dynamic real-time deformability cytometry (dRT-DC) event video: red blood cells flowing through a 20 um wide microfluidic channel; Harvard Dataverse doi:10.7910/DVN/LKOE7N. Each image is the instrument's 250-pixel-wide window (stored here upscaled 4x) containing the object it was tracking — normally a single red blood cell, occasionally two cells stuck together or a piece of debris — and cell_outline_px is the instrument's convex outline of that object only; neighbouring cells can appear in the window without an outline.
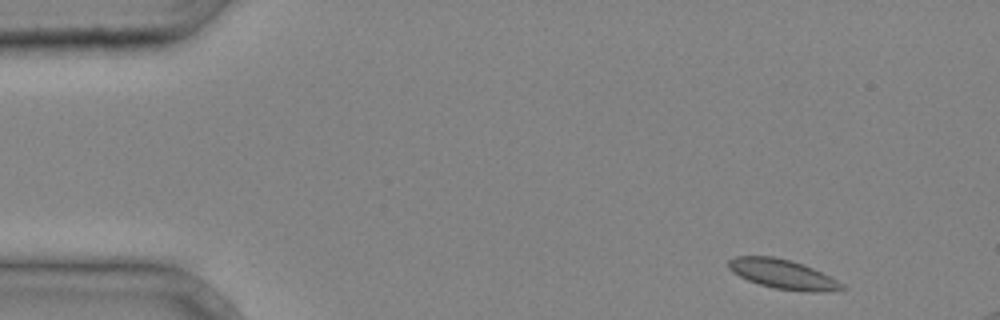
{"species": "common noctule bat (a hibernating species)", "species_latin": "Nyctalus noctula", "temperature_condition": "cold", "stored_images_in_passage": 4, "segment_of_instrument_passage": [2, 2], "camera_frame_rate_fps": 3000, "um_per_image_px": 0.085, "animal": {"sex": "male", "body_mass_g": 20.4}, "frame": {"image": 1, "passage_image": 4, "time_ms": 1.0, "image_size_px": [1000, 320], "cell_outline_px": [[848, 288], [812, 292], [776, 288], [760, 284], [748, 280], [732, 272], [728, 268], [728, 260], [736, 256], [772, 256], [792, 260], [804, 264], [844, 284]], "centroid_in_image_um": [66.5, 23.28], "position_along_channel_um": 18.5, "area_um2": 19.13}}